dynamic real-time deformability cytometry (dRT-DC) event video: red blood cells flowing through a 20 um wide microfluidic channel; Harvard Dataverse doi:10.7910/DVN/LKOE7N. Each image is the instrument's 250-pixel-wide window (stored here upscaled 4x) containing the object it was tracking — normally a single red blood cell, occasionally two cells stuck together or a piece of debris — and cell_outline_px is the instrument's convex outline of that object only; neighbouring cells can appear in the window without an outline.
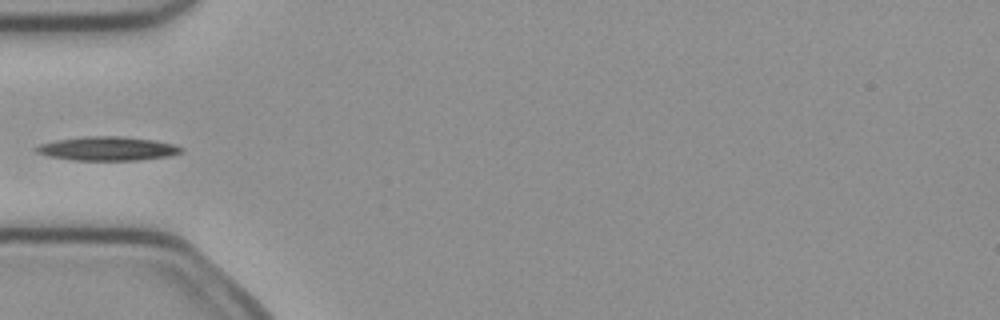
{"species": "common noctule bat (a hibernating species)", "species_latin": "Nyctalus noctula", "temperature_condition": "cold", "stored_images_in_passage": 5, "camera_frame_rate_fps": 3000, "um_per_image_px": 0.085, "animal": {"sex": "female", "body_mass_g": 21.9}, "frame": {"image": 1, "passage_image": 5, "time_ms": 1.333, "image_size_px": [1000, 320], "cell_outline_px": [[184, 152], [168, 156], [140, 160], [72, 160], [48, 156], [36, 152], [32, 148], [40, 144], [56, 140], [84, 136], [124, 136], [156, 140], [176, 144], [184, 148]], "centroid_in_image_um": [9.17, 12.62], "position_along_channel_um": 75.8, "area_um2": 20.52}}